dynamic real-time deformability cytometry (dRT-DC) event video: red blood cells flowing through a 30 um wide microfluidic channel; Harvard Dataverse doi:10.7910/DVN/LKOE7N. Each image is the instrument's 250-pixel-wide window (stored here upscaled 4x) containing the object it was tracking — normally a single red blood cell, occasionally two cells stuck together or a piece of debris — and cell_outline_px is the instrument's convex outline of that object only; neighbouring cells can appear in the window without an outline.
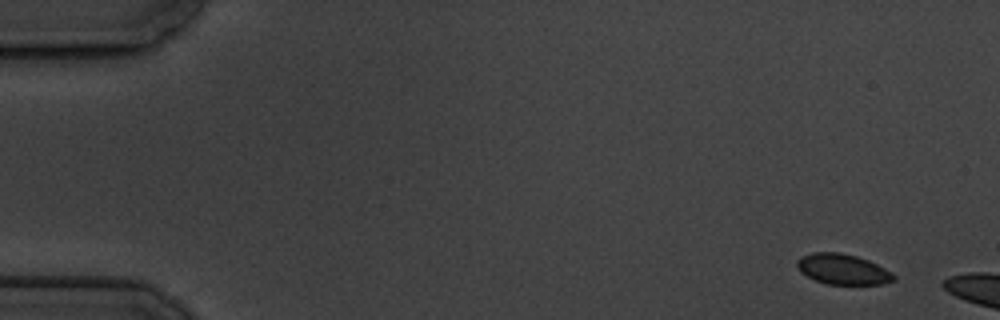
{"species": "common noctule bat (a hibernating species)", "species_latin": "Nyctalus noctula", "temperature_condition": "cold", "stored_images_in_passage": 3, "camera_frame_rate_fps": 3000, "um_per_image_px": 0.085, "animal": {"sex": "male", "body_mass_g": 19.5, "forearm_length_mm": 54.6}, "frame": {"image": 1, "passage_image": 1, "time_ms": 0.0, "image_size_px": [1000, 320], "cell_outline_px": [[896, 280], [884, 284], [828, 284], [816, 280], [800, 272], [796, 264], [796, 260], [800, 256], [812, 252], [840, 252], [856, 256], [868, 260], [892, 272], [896, 276]], "centroid_in_image_um": [71.63, 22.88], "position_along_channel_um": 13.4, "area_um2": 17.22}}